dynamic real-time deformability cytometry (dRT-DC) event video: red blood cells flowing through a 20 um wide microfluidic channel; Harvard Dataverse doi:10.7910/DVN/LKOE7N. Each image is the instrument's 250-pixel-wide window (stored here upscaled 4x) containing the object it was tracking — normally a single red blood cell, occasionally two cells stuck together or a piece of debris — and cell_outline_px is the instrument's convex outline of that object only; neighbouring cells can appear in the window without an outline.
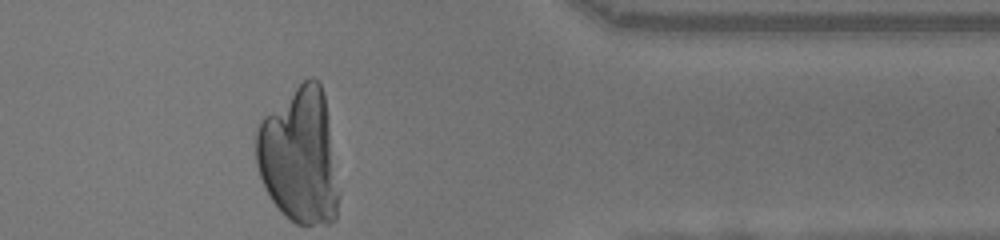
{"species": "human", "species_latin": "Homo sapiens", "temperature_condition": "warm", "stored_images_in_passage": 35, "camera_frame_rate_fps": 3000, "um_per_image_px": 0.085, "donor": {"sex": "female"}, "frame": {"image": 1, "passage_image": 35, "time_ms": 11.333, "image_size_px": [1000, 240], "cell_outline_px": [[336, 220], [328, 224], [296, 224], [284, 216], [272, 200], [264, 188], [256, 164], [256, 128], [260, 120], [264, 116], [308, 76], [312, 76], [320, 84], [324, 96], [328, 128], [336, 196]], "centroid_in_image_um": [25.36, 13.28], "position_along_channel_um": 386.0, "area_um2": 63.58}}